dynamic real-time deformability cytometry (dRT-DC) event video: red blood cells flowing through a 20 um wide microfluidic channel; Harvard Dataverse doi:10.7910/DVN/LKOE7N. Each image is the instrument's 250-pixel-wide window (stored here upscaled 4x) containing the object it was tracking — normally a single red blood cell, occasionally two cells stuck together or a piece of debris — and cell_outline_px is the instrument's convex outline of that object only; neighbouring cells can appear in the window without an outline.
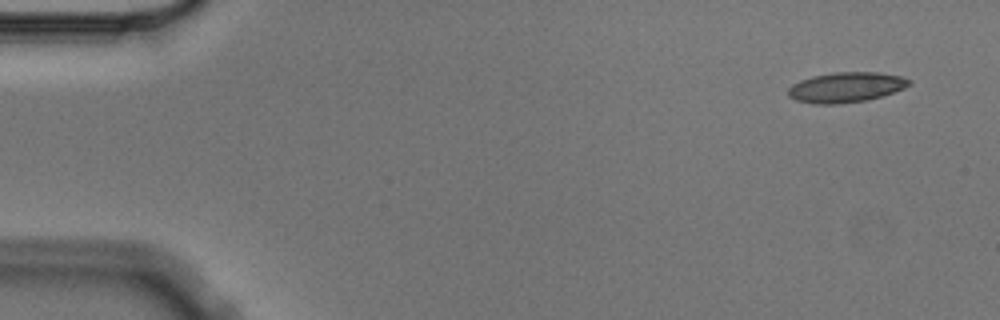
{"species": "Egyptian fruit bat (a non-hibernating species)", "species_latin": "Rousettus aegyptiacus", "temperature_condition": "cold", "stored_images_in_passage": 10, "camera_frame_rate_fps": 3000, "um_per_image_px": 0.085, "animal": {"sex": "male"}, "frame": {"image": 1, "passage_image": 1, "time_ms": 0.0, "image_size_px": [1000, 320], "cell_outline_px": [[912, 84], [904, 88], [868, 100], [840, 104], [816, 104], [796, 100], [788, 96], [788, 88], [792, 84], [800, 80], [812, 76], [832, 72], [880, 72], [900, 76], [912, 80]], "centroid_in_image_um": [71.9, 7.41], "position_along_channel_um": 13.1, "area_um2": 21.39}}
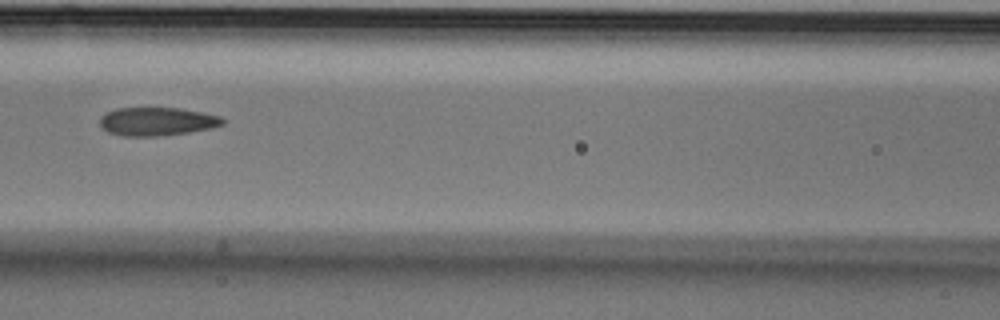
{"frame": {"image": 2, "passage_image": 6, "time_ms": 1.667, "image_size_px": [1000, 320], "cell_outline_px": [[224, 124], [212, 128], [188, 132], [156, 136], [124, 136], [108, 132], [100, 124], [100, 116], [104, 112], [116, 108], [180, 108], [204, 112], [220, 116], [224, 120]], "centroid_in_image_um": [13.34, 10.31], "position_along_channel_um": 153.3, "area_um2": 20.35}}
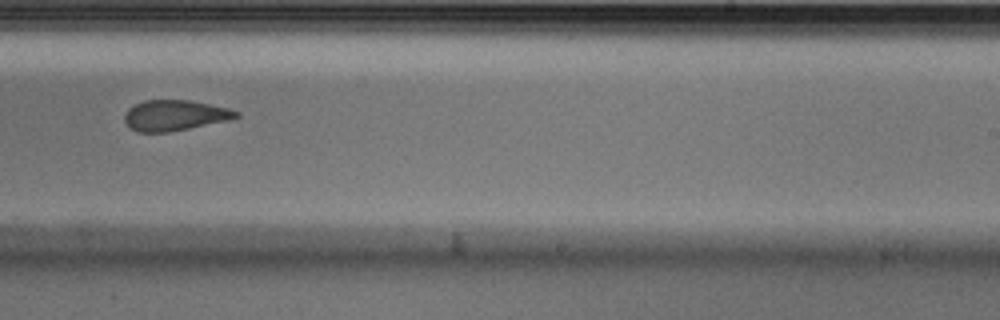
{"frame": {"image": 3, "passage_image": 9, "time_ms": 2.667, "image_size_px": [1000, 320], "cell_outline_px": [[240, 116], [228, 120], [168, 132], [136, 132], [124, 120], [124, 116], [128, 108], [144, 100], [192, 100], [228, 108], [240, 112]], "centroid_in_image_um": [14.86, 9.79], "position_along_channel_um": 274.1, "area_um2": 19.77}}